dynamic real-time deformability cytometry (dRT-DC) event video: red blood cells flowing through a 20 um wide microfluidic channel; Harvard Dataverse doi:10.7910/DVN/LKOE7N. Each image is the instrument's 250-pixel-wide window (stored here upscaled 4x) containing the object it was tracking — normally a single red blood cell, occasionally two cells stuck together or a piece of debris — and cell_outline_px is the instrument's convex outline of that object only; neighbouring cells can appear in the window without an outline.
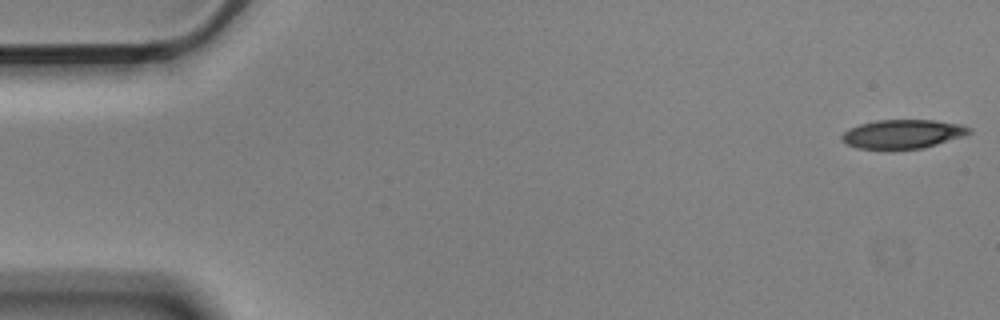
{"species": "Egyptian fruit bat (a non-hibernating species)", "species_latin": "Rousettus aegyptiacus", "temperature_condition": "cold", "stored_images_in_passage": 45, "camera_frame_rate_fps": 3000, "um_per_image_px": 0.085, "animal": {"sex": "male"}, "frame": {"image": 1, "passage_image": 1, "time_ms": 0.0, "image_size_px": [1000, 320], "cell_outline_px": [[972, 132], [964, 136], [936, 144], [920, 148], [856, 148], [840, 140], [840, 136], [848, 128], [860, 124], [876, 120], [932, 120], [960, 124], [972, 128]], "centroid_in_image_um": [76.72, 11.37], "position_along_channel_um": 8.3, "area_um2": 21.21}}
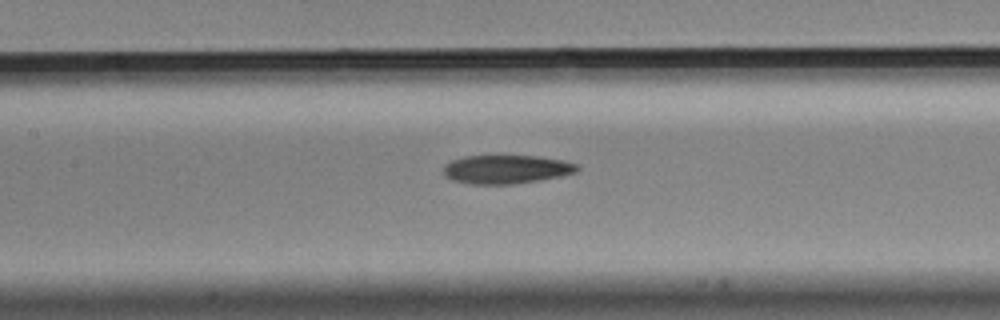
{"frame": {"image": 2, "passage_image": 25, "time_ms": 8.0, "image_size_px": [1000, 320], "cell_outline_px": [[580, 168], [576, 172], [560, 176], [512, 184], [472, 184], [452, 180], [444, 176], [444, 164], [452, 160], [464, 156], [536, 156], [560, 160], [576, 164]], "centroid_in_image_um": [42.98, 14.39], "position_along_channel_um": 164.4, "area_um2": 22.08}}
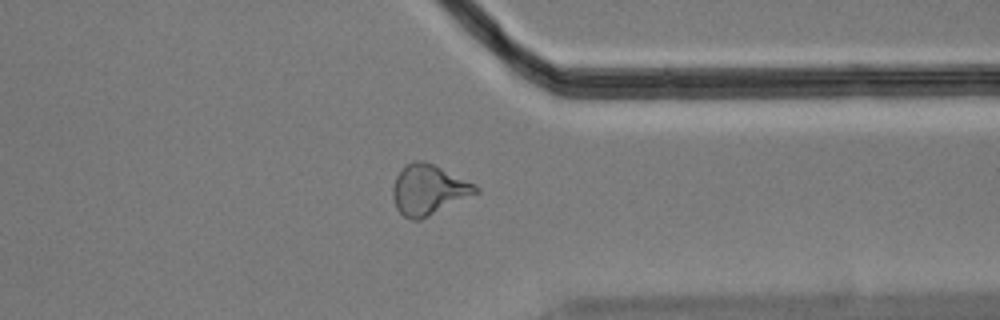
{"frame": {"image": 3, "passage_image": 43, "time_ms": 14.0, "image_size_px": [1000, 320], "cell_outline_px": [[480, 192], [420, 220], [412, 220], [404, 216], [396, 208], [392, 196], [392, 188], [396, 176], [404, 164], [412, 160], [424, 160], [480, 188]], "centroid_in_image_um": [36.37, 16.13], "position_along_channel_um": 375.0, "area_um2": 23.99}, "authors_computed_cell_mechanics": {"area_um2": 22.7154, "velocity_mm_per_s": 3.5762, "shape_relaxation_time_tau1_ms": 6.2552, "shape_relaxation_time_tau2_ms": 11.2153, "deformation_change_tau1": 0.1578, "deformation_change_tau2": 0.2211}}